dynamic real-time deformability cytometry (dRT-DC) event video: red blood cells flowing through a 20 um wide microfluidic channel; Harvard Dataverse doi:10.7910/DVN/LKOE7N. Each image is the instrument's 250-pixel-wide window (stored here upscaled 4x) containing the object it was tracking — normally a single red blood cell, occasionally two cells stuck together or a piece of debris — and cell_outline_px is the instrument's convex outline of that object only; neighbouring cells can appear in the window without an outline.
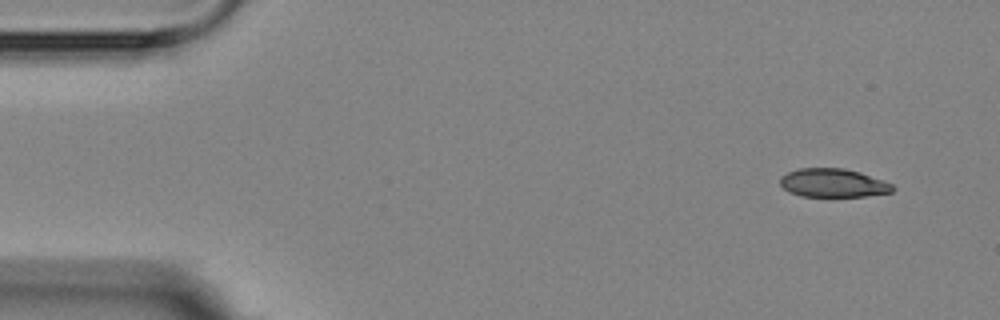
{"species": "Egyptian fruit bat (a non-hibernating species)", "species_latin": "Rousettus aegyptiacus", "temperature_condition": "room temperature", "stored_images_in_passage": 5, "camera_frame_rate_fps": 3000, "um_per_image_px": 0.085, "animal": {"sex": "female"}, "frame": {"image": 1, "passage_image": 1, "time_ms": 0.0, "image_size_px": [1000, 320], "cell_outline_px": [[896, 188], [892, 192], [864, 196], [800, 196], [788, 192], [780, 184], [780, 176], [788, 172], [800, 168], [844, 168], [860, 172], [884, 180], [892, 184]], "centroid_in_image_um": [70.82, 15.55], "position_along_channel_um": 14.2, "area_um2": 18.79}}
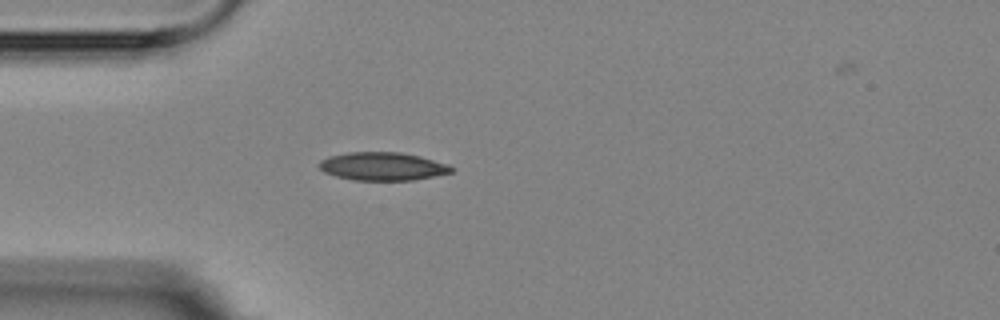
{"frame": {"image": 2, "passage_image": 4, "time_ms": 3.667, "image_size_px": [1000, 320], "cell_outline_px": [[456, 168], [452, 172], [412, 180], [356, 180], [336, 176], [324, 172], [316, 164], [320, 160], [328, 156], [348, 152], [400, 152], [420, 156], [448, 164]], "centroid_in_image_um": [32.5, 14.13], "position_along_channel_um": 52.5, "area_um2": 21.73}}